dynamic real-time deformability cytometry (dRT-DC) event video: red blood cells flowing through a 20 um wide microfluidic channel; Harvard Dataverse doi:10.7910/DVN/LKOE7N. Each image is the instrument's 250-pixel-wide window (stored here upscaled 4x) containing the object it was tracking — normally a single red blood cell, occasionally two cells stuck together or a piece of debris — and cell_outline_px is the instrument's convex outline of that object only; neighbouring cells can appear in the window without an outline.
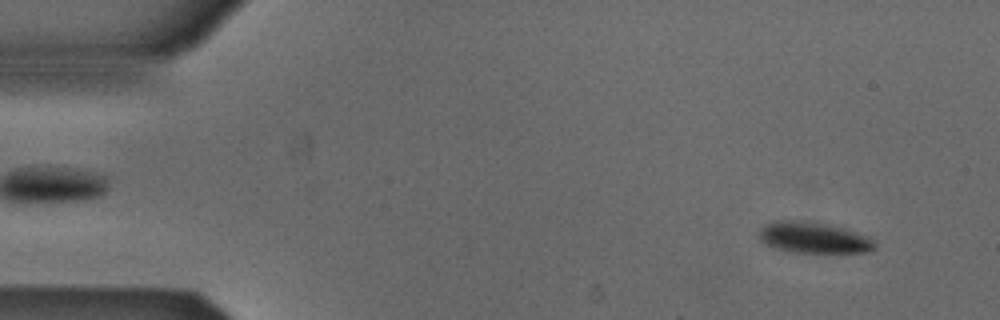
{"species": "Egyptian fruit bat (a non-hibernating species)", "species_latin": "Rousettus aegyptiacus", "temperature_condition": "cold", "stored_images_in_passage": 53, "camera_frame_rate_fps": 3000, "um_per_image_px": 0.085, "animal": {"sex": "male"}, "frame": {"image": 1, "passage_image": 4, "time_ms": 1.0, "image_size_px": [1000, 320], "cell_outline_px": [[876, 248], [872, 252], [824, 256], [788, 252], [764, 244], [756, 236], [760, 228], [764, 224], [776, 220], [800, 220], [828, 224], [844, 228], [868, 236], [876, 244]], "centroid_in_image_um": [69.18, 20.27], "position_along_channel_um": 15.8, "area_um2": 22.48}}
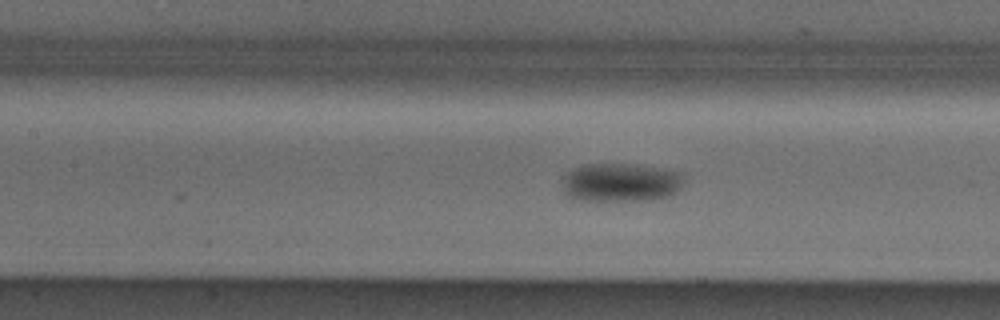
{"frame": {"image": 2, "passage_image": 23, "time_ms": 7.333, "image_size_px": [1000, 320], "cell_outline_px": [[684, 180], [680, 188], [676, 192], [668, 196], [652, 200], [580, 200], [568, 196], [564, 192], [560, 176], [584, 164], [636, 164], [680, 172], [684, 176]], "centroid_in_image_um": [52.74, 15.5], "position_along_channel_um": 154.7, "area_um2": 27.51}}
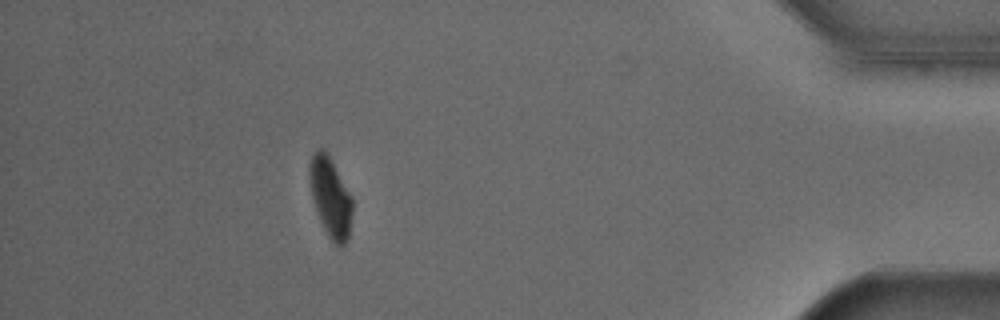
{"frame": {"image": 3, "passage_image": 47, "time_ms": 15.333, "image_size_px": [1000, 320], "cell_outline_px": [[352, 212], [348, 240], [344, 244], [332, 244], [320, 220], [312, 200], [308, 172], [308, 168], [312, 156], [320, 148], [324, 148], [328, 152], [352, 196]], "centroid_in_image_um": [28.09, 16.74], "position_along_channel_um": 407.1, "area_um2": 20.06}, "authors_computed_cell_mechanics": {"area_um2": 23.7558, "velocity_mm_per_s": 3.8425, "shape_relaxation_time_tau1_ms": 1.1728, "shape_relaxation_time_tau2_ms": null, "deformation_change_tau1": 0.0674, "deformation_change_tau2": null}}